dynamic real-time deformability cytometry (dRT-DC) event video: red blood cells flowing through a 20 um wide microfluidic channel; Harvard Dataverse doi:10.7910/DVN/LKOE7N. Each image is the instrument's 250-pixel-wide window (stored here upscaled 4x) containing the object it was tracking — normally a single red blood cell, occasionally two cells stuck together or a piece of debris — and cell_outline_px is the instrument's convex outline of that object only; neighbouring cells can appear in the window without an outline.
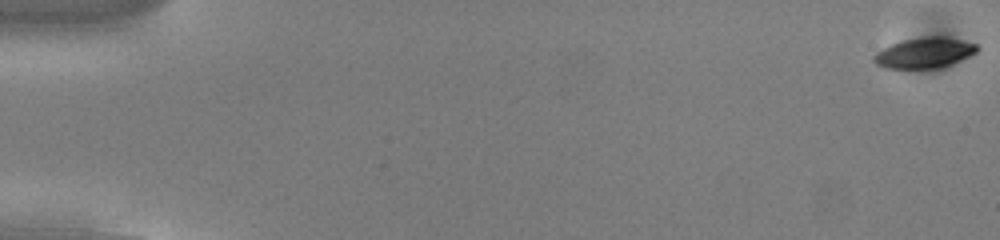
{"species": "common noctule bat (a hibernating species)", "species_latin": "Nyctalus noctula", "temperature_condition": "cold", "stored_images_in_passage": 54, "camera_frame_rate_fps": 3000, "um_per_image_px": 0.085, "animal": {"sex": "male", "body_mass_g": 13.0, "forearm_length_mm": 53.1}, "frame": {"image": 1, "passage_image": 1, "time_ms": 0.0, "image_size_px": [1000, 240], "cell_outline_px": [[980, 48], [976, 52], [960, 60], [940, 68], [884, 68], [876, 64], [872, 60], [872, 56], [876, 52], [892, 44], [904, 40], [928, 36], [944, 36], [976, 44]], "centroid_in_image_um": [78.56, 4.49], "position_along_channel_um": 6.4, "area_um2": 18.21}}
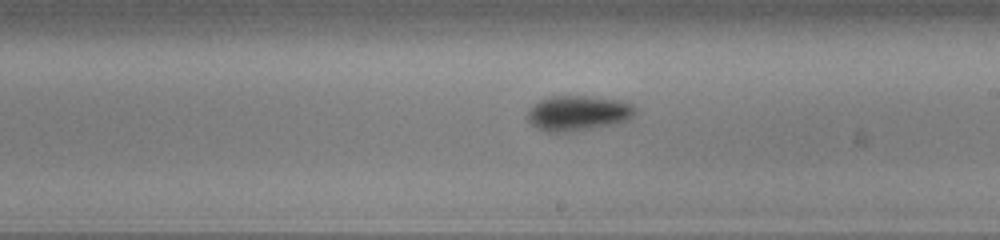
{"frame": {"image": 2, "passage_image": 32, "time_ms": 10.333, "image_size_px": [1000, 240], "cell_outline_px": [[636, 112], [628, 120], [612, 124], [572, 132], [544, 132], [536, 128], [528, 120], [528, 112], [540, 100], [548, 96], [588, 96], [616, 100], [632, 104], [636, 108]], "centroid_in_image_um": [49.12, 9.63], "position_along_channel_um": 239.9, "area_um2": 21.91}}
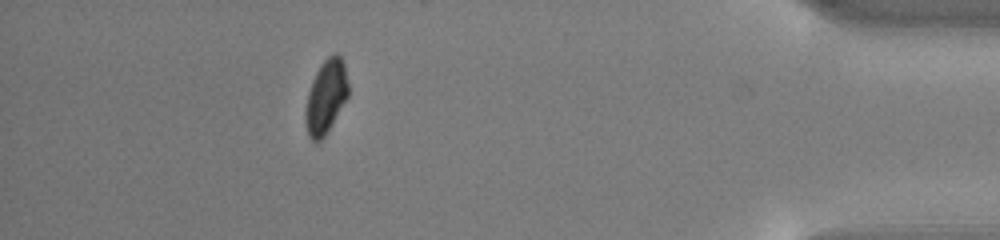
{"frame": {"image": 3, "passage_image": 49, "time_ms": 16.0, "image_size_px": [1000, 240], "cell_outline_px": [[348, 96], [328, 132], [320, 140], [312, 140], [308, 136], [304, 120], [308, 92], [312, 80], [320, 64], [332, 52], [336, 52], [344, 60], [348, 84]], "centroid_in_image_um": [27.71, 8.19], "position_along_channel_um": 407.5, "area_um2": 18.55}, "authors_computed_cell_mechanics": {"area_um2": 19.4786, "velocity_mm_per_s": 3.8372, "shape_relaxation_time_tau1_ms": 1.4364, "shape_relaxation_time_tau2_ms": null, "deformation_change_tau1": 0.123, "deformation_change_tau2": null}}